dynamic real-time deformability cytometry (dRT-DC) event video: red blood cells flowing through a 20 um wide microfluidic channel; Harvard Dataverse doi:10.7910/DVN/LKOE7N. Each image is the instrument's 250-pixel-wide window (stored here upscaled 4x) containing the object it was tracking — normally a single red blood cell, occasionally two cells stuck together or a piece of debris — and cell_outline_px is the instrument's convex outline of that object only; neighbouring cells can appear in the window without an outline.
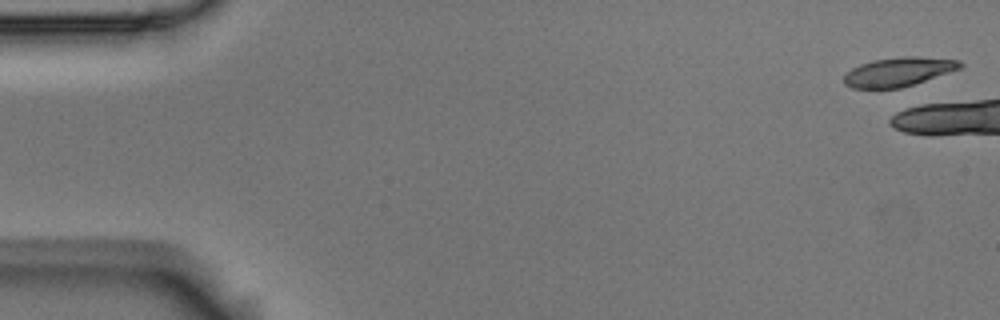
{"species": "Egyptian fruit bat (a non-hibernating species)", "species_latin": "Rousettus aegyptiacus", "temperature_condition": "room temperature", "stored_images_in_passage": 8, "camera_frame_rate_fps": 3000, "um_per_image_px": 0.085, "animal": {"sex": "male"}, "frame": {"image": 1, "passage_image": 1, "time_ms": 0.0, "image_size_px": [1000, 320], "cell_outline_px": [[964, 68], [900, 88], [852, 88], [844, 84], [844, 76], [852, 68], [860, 64], [872, 60], [900, 56], [916, 56], [960, 60], [964, 64]], "centroid_in_image_um": [76.41, 6.09], "position_along_channel_um": 8.6, "area_um2": 19.77}}
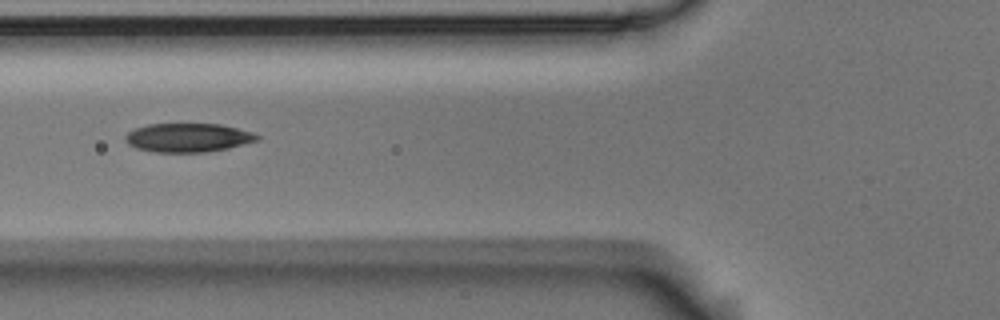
{"frame": {"image": 2, "passage_image": 7, "time_ms": 2.0, "image_size_px": [1000, 320], "cell_outline_px": [[260, 140], [228, 148], [204, 152], [156, 152], [136, 148], [128, 144], [124, 140], [124, 136], [128, 132], [136, 128], [148, 124], [220, 124], [252, 132], [260, 136]], "centroid_in_image_um": [15.97, 11.7], "position_along_channel_um": 109.8, "area_um2": 22.08}}
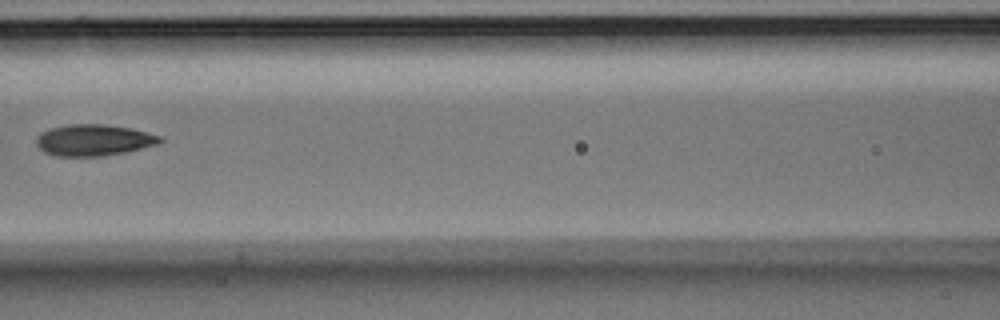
{"frame": {"image": 3, "passage_image": 8, "time_ms": 2.333, "image_size_px": [1000, 320], "cell_outline_px": [[164, 140], [160, 144], [124, 152], [104, 156], [56, 156], [44, 152], [36, 144], [36, 136], [40, 132], [48, 128], [68, 124], [104, 124], [132, 128], [160, 136]], "centroid_in_image_um": [7.95, 11.9], "position_along_channel_um": 158.7, "area_um2": 22.83}}